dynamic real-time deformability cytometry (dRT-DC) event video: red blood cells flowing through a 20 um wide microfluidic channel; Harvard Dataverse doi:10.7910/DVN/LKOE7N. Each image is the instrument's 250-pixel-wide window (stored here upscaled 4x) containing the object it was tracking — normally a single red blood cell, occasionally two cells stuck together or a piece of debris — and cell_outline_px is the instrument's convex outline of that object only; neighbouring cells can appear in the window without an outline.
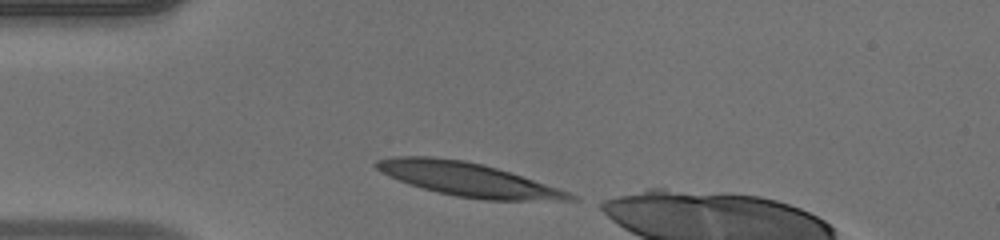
{"species": "human", "species_latin": "Homo sapiens", "temperature_condition": "warm", "stored_images_in_passage": 31, "camera_frame_rate_fps": 3000, "um_per_image_px": 0.085, "donor": {"sex": "male"}, "frame": {"image": 1, "passage_image": 1, "time_ms": 0.0, "image_size_px": [1000, 240], "cell_outline_px": [[580, 200], [484, 200], [456, 196], [408, 184], [388, 176], [380, 172], [372, 164], [376, 160], [392, 156], [432, 156], [464, 160], [484, 164], [580, 196]], "centroid_in_image_um": [39.7, 15.24], "position_along_channel_um": 45.3, "area_um2": 37.63}}
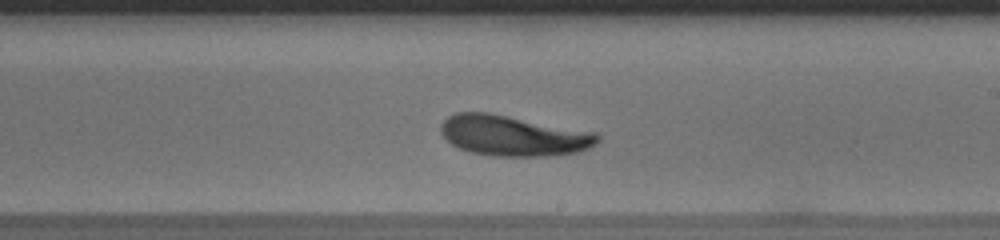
{"frame": {"image": 2, "passage_image": 17, "time_ms": 5.333, "image_size_px": [1000, 240], "cell_outline_px": [[600, 140], [596, 144], [580, 152], [548, 156], [496, 156], [472, 152], [460, 148], [452, 144], [440, 132], [440, 124], [448, 116], [456, 112], [488, 112], [596, 132], [600, 136]], "centroid_in_image_um": [43.65, 11.52], "position_along_channel_um": 245.4, "area_um2": 37.05}}
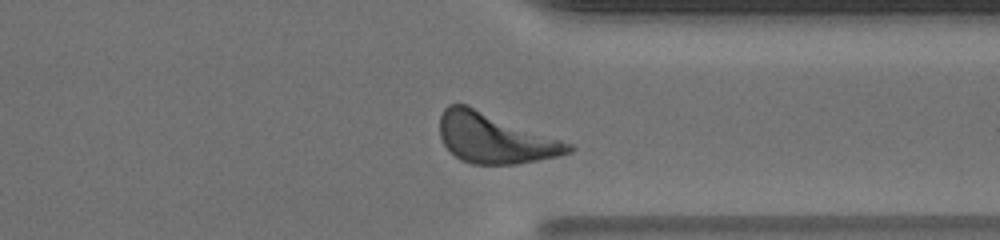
{"frame": {"image": 3, "passage_image": 26, "time_ms": 8.333, "image_size_px": [1000, 240], "cell_outline_px": [[576, 148], [572, 152], [560, 156], [516, 164], [472, 164], [460, 160], [444, 144], [440, 136], [440, 116], [444, 108], [448, 104], [468, 104], [572, 144]], "centroid_in_image_um": [42.07, 11.74], "position_along_channel_um": 369.3, "area_um2": 37.63}}